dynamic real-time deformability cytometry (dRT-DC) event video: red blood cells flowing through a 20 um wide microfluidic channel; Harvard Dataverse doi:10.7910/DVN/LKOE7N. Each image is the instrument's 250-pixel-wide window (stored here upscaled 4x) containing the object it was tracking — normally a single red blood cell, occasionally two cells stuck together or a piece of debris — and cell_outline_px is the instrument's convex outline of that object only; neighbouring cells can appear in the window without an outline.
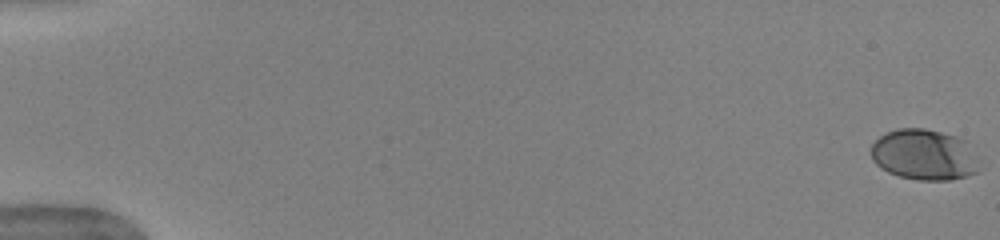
{"species": "human", "species_latin": "Homo sapiens", "temperature_condition": "warm", "stored_images_in_passage": 53, "camera_frame_rate_fps": 3000, "um_per_image_px": 0.085, "donor": {"sex": "female"}, "frame": {"image": 1, "passage_image": 1, "time_ms": 0.0, "image_size_px": [1000, 240], "cell_outline_px": [[984, 160], [980, 172], [952, 180], [920, 180], [900, 176], [888, 172], [880, 168], [872, 160], [872, 144], [884, 132], [896, 128], [924, 128], [956, 136], [968, 140]], "centroid_in_image_um": [78.68, 13.15], "position_along_channel_um": 6.3, "area_um2": 33.18}}
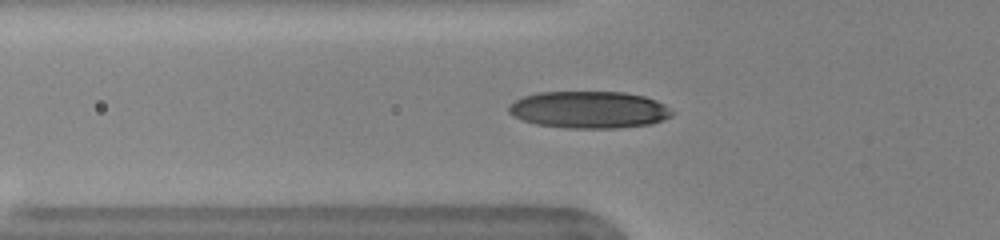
{"frame": {"image": 2, "passage_image": 20, "time_ms": 6.333, "image_size_px": [1000, 240], "cell_outline_px": [[676, 112], [672, 116], [652, 124], [616, 128], [568, 128], [536, 124], [524, 120], [508, 112], [508, 104], [524, 96], [540, 92], [624, 92], [644, 96], [656, 100], [664, 104]], "centroid_in_image_um": [50.11, 9.32], "position_along_channel_um": 75.7, "area_um2": 35.32}}
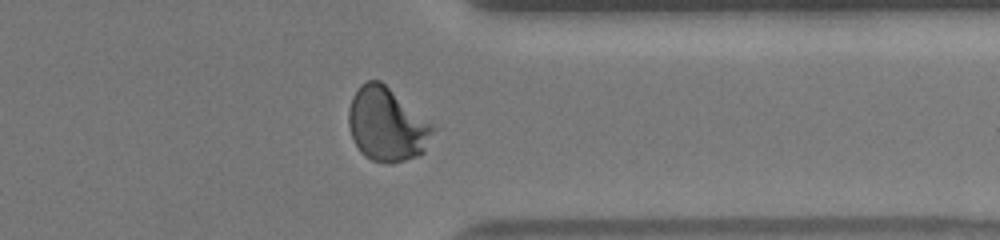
{"frame": {"image": 3, "passage_image": 43, "time_ms": 14.0, "image_size_px": [1000, 240], "cell_outline_px": [[440, 128], [424, 152], [420, 156], [392, 164], [388, 164], [372, 160], [364, 156], [360, 152], [352, 136], [348, 124], [348, 112], [352, 96], [360, 84], [368, 80], [380, 80]], "centroid_in_image_um": [32.95, 10.6], "position_along_channel_um": 378.4, "area_um2": 37.17}, "authors_computed_cell_mechanics": {"area_um2": 34.391, "velocity_mm_per_s": 3.9565, "shape_relaxation_time_tau1_ms": 3.1497, "shape_relaxation_time_tau2_ms": null, "deformation_change_tau1": 0.177, "deformation_change_tau2": null}}